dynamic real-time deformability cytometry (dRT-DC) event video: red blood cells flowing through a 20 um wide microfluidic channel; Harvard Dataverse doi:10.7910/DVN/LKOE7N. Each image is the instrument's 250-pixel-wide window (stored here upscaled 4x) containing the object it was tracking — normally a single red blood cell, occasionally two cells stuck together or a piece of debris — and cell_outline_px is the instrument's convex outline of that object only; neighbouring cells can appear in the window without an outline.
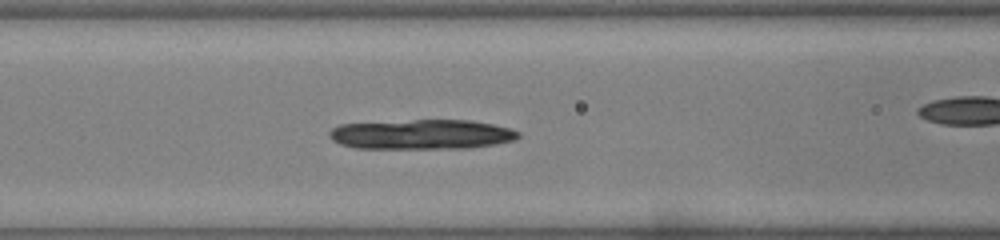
{"species": "common noctule bat (a hibernating species)", "species_latin": "Nyctalus noctula", "temperature_condition": "warm", "stored_images_in_passage": 38, "camera_frame_rate_fps": 3000, "um_per_image_px": 0.085, "animal": {"sex": "male", "body_mass_g": 19.0, "forearm_length_mm": 50.8}, "frame": {"image": 1, "passage_image": 13, "time_ms": 4.0, "image_size_px": [1000, 240], "cell_outline_px": [[520, 136], [516, 140], [496, 144], [468, 148], [356, 148], [340, 144], [332, 140], [328, 136], [328, 132], [332, 128], [340, 124], [416, 120], [468, 120], [492, 124], [512, 128], [520, 132]], "centroid_in_image_um": [35.86, 11.42], "position_along_channel_um": 130.7, "area_um2": 32.89}}
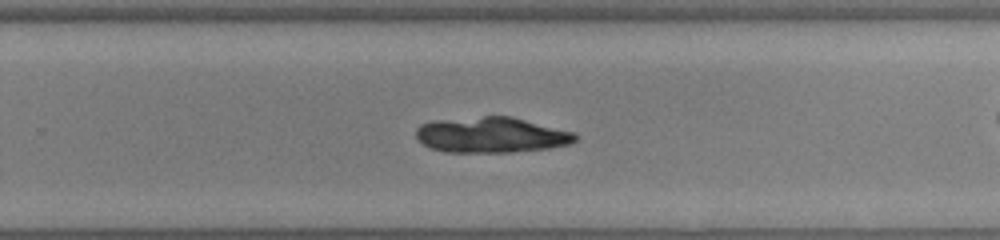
{"frame": {"image": 2, "passage_image": 23, "time_ms": 7.333, "image_size_px": [1000, 240], "cell_outline_px": [[580, 136], [572, 144], [548, 148], [512, 152], [444, 152], [428, 148], [416, 136], [416, 128], [420, 124], [440, 120], [484, 116], [512, 116], [576, 132]], "centroid_in_image_um": [41.82, 11.47], "position_along_channel_um": 288.0, "area_um2": 33.29}}
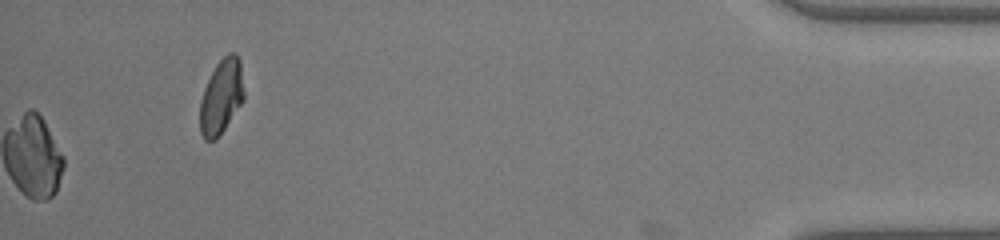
{"frame": {"image": 3, "passage_image": 38, "time_ms": 12.333, "image_size_px": [1000, 240], "cell_outline_px": [[244, 100], [216, 140], [204, 140], [200, 132], [200, 100], [204, 88], [216, 64], [228, 52], [236, 52], [240, 60], [244, 92]], "centroid_in_image_um": [18.81, 8.2], "position_along_channel_um": 416.4, "area_um2": 19.19}}